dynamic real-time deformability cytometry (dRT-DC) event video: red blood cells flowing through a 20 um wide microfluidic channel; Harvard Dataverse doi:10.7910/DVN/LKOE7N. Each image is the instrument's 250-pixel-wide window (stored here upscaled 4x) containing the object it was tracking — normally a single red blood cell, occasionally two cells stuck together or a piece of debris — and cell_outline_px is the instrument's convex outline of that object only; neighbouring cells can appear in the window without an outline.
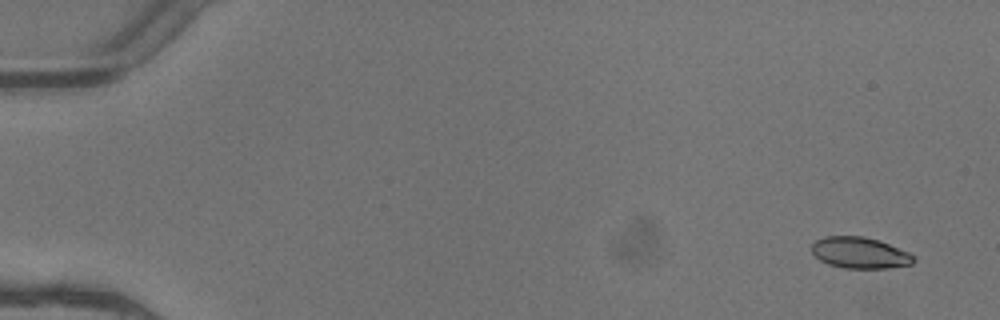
{"species": "common noctule bat (a hibernating species)", "species_latin": "Nyctalus noctula", "temperature_condition": "warm", "stored_images_in_passage": 6, "segment_of_instrument_passage": [1, 2], "camera_frame_rate_fps": 3000, "um_per_image_px": 0.085, "animal": {"sex": "female"}, "frame": {"image": 1, "passage_image": 1, "time_ms": 0.0, "image_size_px": [1000, 320], "cell_outline_px": [[916, 260], [912, 264], [888, 268], [844, 268], [828, 264], [820, 260], [812, 252], [812, 244], [816, 240], [824, 236], [864, 236], [888, 244], [908, 252], [916, 256]], "centroid_in_image_um": [73.09, 21.49], "position_along_channel_um": 11.9, "area_um2": 18.5}}